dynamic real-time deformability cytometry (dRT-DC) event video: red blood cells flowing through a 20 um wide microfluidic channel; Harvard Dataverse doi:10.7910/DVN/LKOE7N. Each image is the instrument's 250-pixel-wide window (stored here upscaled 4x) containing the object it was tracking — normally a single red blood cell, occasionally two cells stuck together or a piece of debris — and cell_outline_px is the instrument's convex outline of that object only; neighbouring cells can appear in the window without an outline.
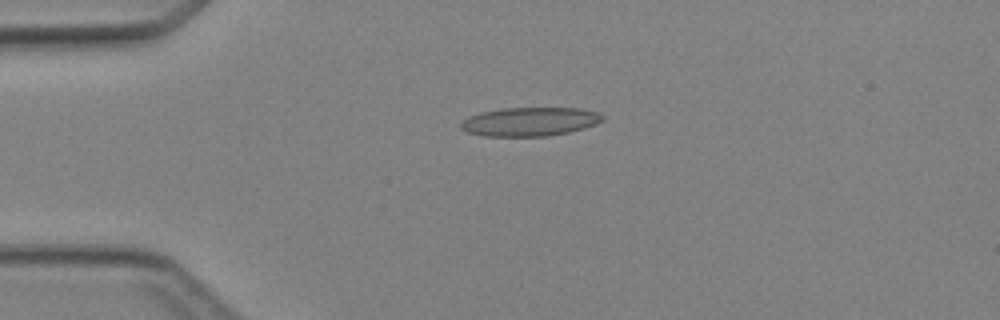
{"species": "Egyptian fruit bat (a non-hibernating species)", "species_latin": "Rousettus aegyptiacus", "temperature_condition": "cold", "stored_images_in_passage": 4, "camera_frame_rate_fps": 3000, "um_per_image_px": 0.085, "animal": {"sex": "female"}, "frame": {"image": 1, "passage_image": 2, "time_ms": 1.0, "image_size_px": [1000, 320], "cell_outline_px": [[604, 120], [596, 124], [584, 128], [568, 132], [548, 136], [484, 136], [468, 132], [460, 128], [460, 124], [468, 116], [480, 112], [500, 108], [580, 108], [596, 112], [604, 116]], "centroid_in_image_um": [45.03, 10.33], "position_along_channel_um": 40.0, "area_um2": 23.81}}
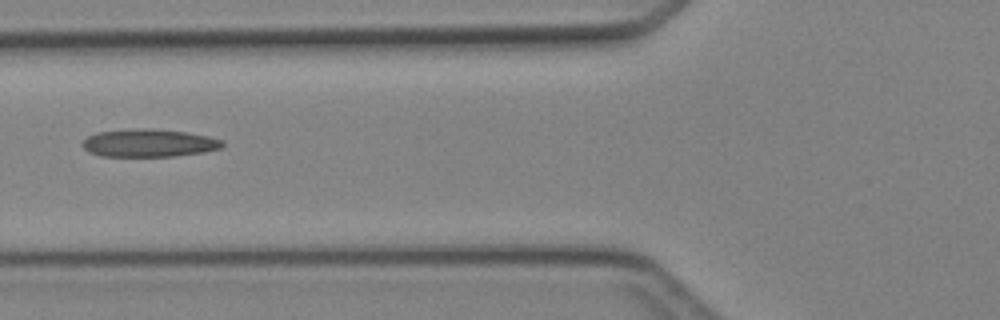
{"frame": {"image": 2, "passage_image": 4, "time_ms": 3.333, "image_size_px": [1000, 320], "cell_outline_px": [[224, 144], [220, 148], [204, 152], [176, 156], [100, 156], [88, 152], [80, 144], [88, 136], [96, 132], [144, 128], [148, 128], [188, 132], [208, 136], [224, 140]], "centroid_in_image_um": [12.66, 12.16], "position_along_channel_um": 113.1, "area_um2": 22.77}}